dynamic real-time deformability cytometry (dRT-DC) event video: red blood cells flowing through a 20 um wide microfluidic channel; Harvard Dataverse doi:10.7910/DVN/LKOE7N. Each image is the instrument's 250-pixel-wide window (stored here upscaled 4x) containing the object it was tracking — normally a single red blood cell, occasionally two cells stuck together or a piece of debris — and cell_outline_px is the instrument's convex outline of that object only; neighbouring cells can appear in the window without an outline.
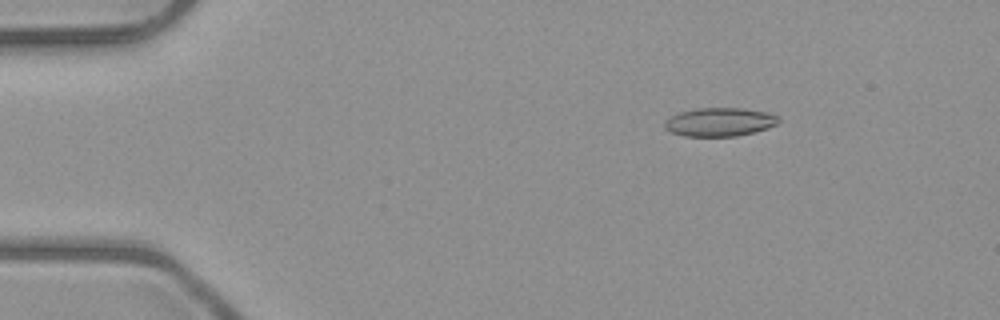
{"species": "common noctule bat (a hibernating species)", "species_latin": "Nyctalus noctula", "temperature_condition": "room temperature", "stored_images_in_passage": 5, "camera_frame_rate_fps": 3000, "um_per_image_px": 0.085, "animal": {"sex": "male", "body_mass_g": 23.1, "forearm_length_mm": 52.7}, "frame": {"image": 1, "passage_image": 3, "time_ms": 2.333, "image_size_px": [1000, 320], "cell_outline_px": [[780, 120], [776, 124], [768, 128], [736, 136], [684, 136], [672, 132], [664, 128], [664, 120], [680, 112], [696, 108], [744, 108], [768, 112], [776, 116]], "centroid_in_image_um": [61.15, 10.36], "position_along_channel_um": 23.8, "area_um2": 18.9}}